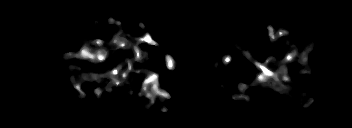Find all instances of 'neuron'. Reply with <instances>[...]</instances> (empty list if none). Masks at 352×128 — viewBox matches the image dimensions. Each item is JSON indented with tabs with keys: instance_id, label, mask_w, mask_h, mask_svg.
<instances>
[{
	"instance_id": "1",
	"label": "neuron",
	"mask_w": 352,
	"mask_h": 128,
	"mask_svg": "<svg viewBox=\"0 0 352 128\" xmlns=\"http://www.w3.org/2000/svg\"><path fill=\"white\" fill-rule=\"evenodd\" d=\"M108 23L109 24H113L116 23L117 26L122 29V24L121 22H116L114 20V18H109L108 19ZM141 29L144 28V23H140L138 25ZM269 29V36L271 38V41H275L278 37L282 36V35H291V33L284 29L282 30H274L273 28H271L270 26H268ZM123 30H120V33L118 34H114L113 35V39L110 41L111 46H113V44L117 45V49H129L130 45L127 43V40L125 39L126 37H122V38H118L119 35H121V33H123ZM137 41L138 42H145L149 45H156L157 43L153 40L152 35H150L149 33H145L143 37H137ZM87 45H85L84 47H82V49L79 51L78 54H76L74 51L71 52H65L64 55H62L65 59H73L76 57H82L85 58L87 60L90 61H94L96 63H102L104 62L106 56L109 54V51L106 50L105 48L102 47L103 44H105L104 41L101 40H96L95 44L98 46V49H94L92 50V52H90L87 48V46L91 45V41L88 38L87 41ZM158 45V44H157ZM297 50L296 46H291V53L287 54V56L285 57V59L282 61L281 66L280 67H276L273 70H270L272 63L271 62H278V58L277 59H273L272 57L266 59L264 61V65L258 64L257 62L253 61V58L249 57V52L244 51L243 54L244 56H246L248 59H252V62L255 63V65H257V67L260 68V73L257 74L256 80L254 82L253 85L248 86L245 83H239L237 85L238 90L240 91V95L237 94H233V99L235 100H240V98H245V100L247 102H251L252 101V97L251 96H244L245 94V90L250 89V87H253L255 84L257 83H261V82H265L266 88L270 87L268 86V84H272L273 89H279L281 91V93L284 94V96H288V97H292L293 93H288L286 94V91L284 90V87H282L284 84H281L283 82L285 83H293V81H291L288 76H287V64L292 60V58H294L295 52ZM133 52L135 54L134 57V61L135 62H145L147 61V56L149 53V50H144L142 51L139 47V45H135L133 47ZM308 53L304 52L301 54L300 59L304 62L306 61L309 57L307 55ZM231 61V57H224L223 59V64L228 66L229 63ZM124 62L127 64V68L125 71L120 72L119 68L113 67L110 71L105 72V75L103 77H101L98 73H86V74H82L80 73V75H78V77H72L70 80L72 81V86L78 91L79 97H85V94L82 92V83L83 81H89L91 83H96V82H102L106 85H108L105 88L102 87H96L95 88V95L98 98H102V92L103 91H109V86H122V82L117 79L118 75L120 77H124L126 78L128 73L131 72L132 70V64L131 61L128 57L125 58ZM175 61L174 59L167 55L166 56V65L168 67L169 70L174 71V67L175 65ZM138 74L140 73H144L145 70L143 68L139 69ZM282 77V78H281ZM159 79L160 76L157 75L156 73H149L147 78L144 80L143 82V86H142V91L139 92L137 94L138 98H141V96L143 95V93H146V97L149 98L151 100V102L144 104L146 105V108L148 110H152L153 106L155 105V100H154V93L155 95L164 97L165 100H169L171 95L168 93V91H166L165 89H161L158 88V84H159ZM152 85L151 90H148L149 86ZM125 91V96L128 97H132L133 95V91L132 90H124ZM147 91V92H146ZM308 100L309 103L308 105H306L307 107H310L311 105H315L318 100H316V98H313L311 95H308Z\"/></svg>"
}]
</instances>
